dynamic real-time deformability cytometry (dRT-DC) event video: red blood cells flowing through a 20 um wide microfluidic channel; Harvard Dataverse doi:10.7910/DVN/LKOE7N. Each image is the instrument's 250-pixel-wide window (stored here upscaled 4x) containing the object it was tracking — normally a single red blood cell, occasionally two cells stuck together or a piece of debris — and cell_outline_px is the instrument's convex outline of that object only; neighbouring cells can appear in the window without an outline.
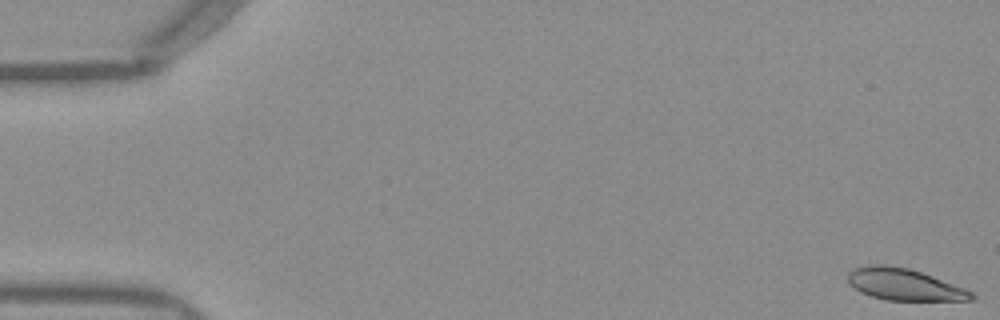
{"species": "Egyptian fruit bat (a non-hibernating species)", "species_latin": "Rousettus aegyptiacus", "temperature_condition": "warm", "stored_images_in_passage": 52, "camera_frame_rate_fps": 3000, "um_per_image_px": 0.085, "frame": {"image": 1, "passage_image": 1, "time_ms": 0.0, "image_size_px": [1000, 320], "cell_outline_px": [[976, 296], [972, 300], [888, 300], [872, 296], [860, 292], [848, 280], [848, 272], [856, 268], [876, 264], [884, 264], [908, 268], [932, 276], [964, 288], [972, 292]], "centroid_in_image_um": [76.88, 24.18], "position_along_channel_um": 8.1, "area_um2": 22.37}}
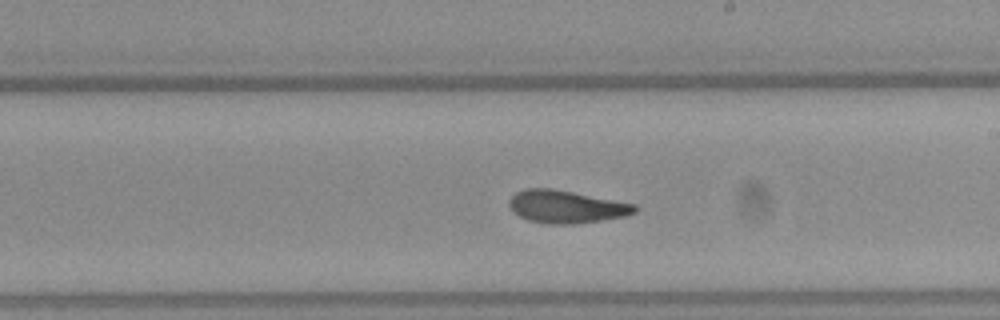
{"frame": {"image": 2, "passage_image": 30, "time_ms": 9.667, "image_size_px": [1000, 320], "cell_outline_px": [[640, 208], [636, 212], [624, 216], [600, 220], [572, 224], [548, 224], [528, 220], [520, 216], [508, 204], [508, 200], [516, 192], [524, 188], [552, 188], [636, 204]], "centroid_in_image_um": [48.14, 17.56], "position_along_channel_um": 240.9, "area_um2": 23.81}}
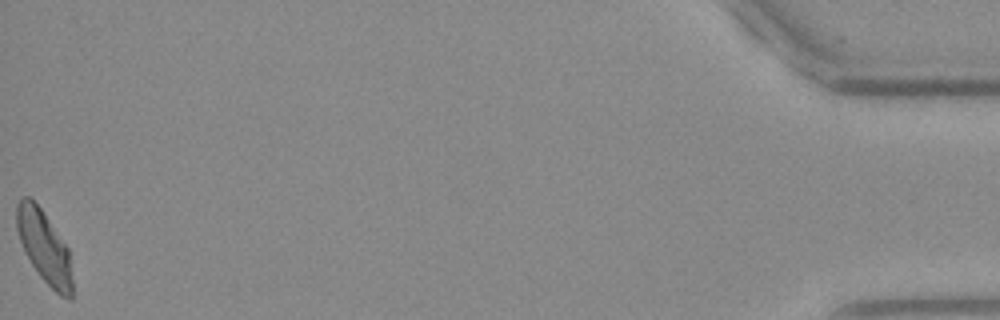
{"frame": {"image": 3, "passage_image": 52, "time_ms": 17.0, "image_size_px": [1000, 320], "cell_outline_px": [[72, 300], [68, 300], [60, 296], [40, 276], [24, 252], [16, 228], [16, 204], [24, 196], [28, 196], [40, 208], [68, 248], [72, 280]], "centroid_in_image_um": [3.75, 21.01], "position_along_channel_um": 431.4, "area_um2": 23.12}, "authors_computed_cell_mechanics": {"area_um2": 23.5246, "velocity_mm_per_s": 3.9347, "shape_relaxation_time_tau1_ms": 5.7613, "shape_relaxation_time_tau2_ms": 2.48, "deformation_change_tau1": 0.1875, "deformation_change_tau2": 0.0892}}